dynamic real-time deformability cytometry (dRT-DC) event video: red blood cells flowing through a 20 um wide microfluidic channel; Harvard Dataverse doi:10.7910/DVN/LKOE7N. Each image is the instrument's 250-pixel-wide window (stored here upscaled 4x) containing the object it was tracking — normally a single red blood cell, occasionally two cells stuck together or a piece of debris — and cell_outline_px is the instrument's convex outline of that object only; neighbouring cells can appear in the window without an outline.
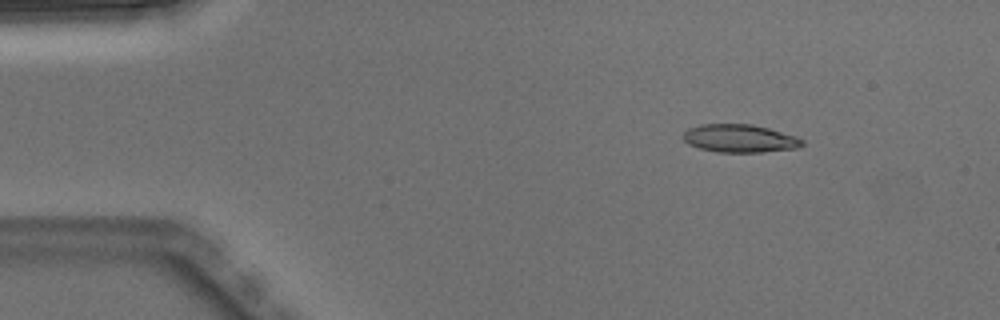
{"species": "Egyptian fruit bat (a non-hibernating species)", "species_latin": "Rousettus aegyptiacus", "temperature_condition": "warm", "stored_images_in_passage": 4, "camera_frame_rate_fps": 3000, "um_per_image_px": 0.085, "animal": {"sex": "male"}, "frame": {"image": 1, "passage_image": 2, "time_ms": 0.333, "image_size_px": [1000, 320], "cell_outline_px": [[804, 144], [796, 148], [760, 152], [716, 152], [700, 148], [688, 144], [684, 140], [684, 132], [688, 128], [700, 124], [752, 124], [768, 128], [796, 136], [804, 140]], "centroid_in_image_um": [62.87, 11.76], "position_along_channel_um": 22.1, "area_um2": 19.36}}